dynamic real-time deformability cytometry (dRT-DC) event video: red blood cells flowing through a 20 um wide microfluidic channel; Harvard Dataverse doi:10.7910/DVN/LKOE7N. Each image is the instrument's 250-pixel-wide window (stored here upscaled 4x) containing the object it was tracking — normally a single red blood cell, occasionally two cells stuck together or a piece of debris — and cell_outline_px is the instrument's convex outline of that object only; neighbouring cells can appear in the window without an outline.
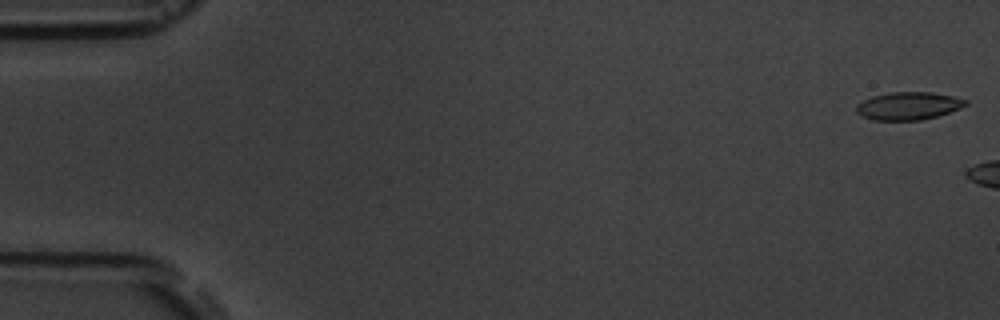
{"species": "common noctule bat (a hibernating species)", "species_latin": "Nyctalus noctula", "temperature_condition": "room temperature", "stored_images_in_passage": 3, "camera_frame_rate_fps": 3000, "um_per_image_px": 0.085, "animal": {"sex": "male", "body_mass_g": 19.5, "forearm_length_mm": 54.6}, "frame": {"image": 1, "passage_image": 1, "time_ms": 0.0, "image_size_px": [1000, 320], "cell_outline_px": [[968, 104], [960, 108], [936, 116], [920, 120], [872, 120], [860, 116], [856, 112], [856, 104], [872, 96], [892, 92], [932, 92], [952, 96], [968, 100]], "centroid_in_image_um": [77.18, 9.0], "position_along_channel_um": 7.8, "area_um2": 17.69}}